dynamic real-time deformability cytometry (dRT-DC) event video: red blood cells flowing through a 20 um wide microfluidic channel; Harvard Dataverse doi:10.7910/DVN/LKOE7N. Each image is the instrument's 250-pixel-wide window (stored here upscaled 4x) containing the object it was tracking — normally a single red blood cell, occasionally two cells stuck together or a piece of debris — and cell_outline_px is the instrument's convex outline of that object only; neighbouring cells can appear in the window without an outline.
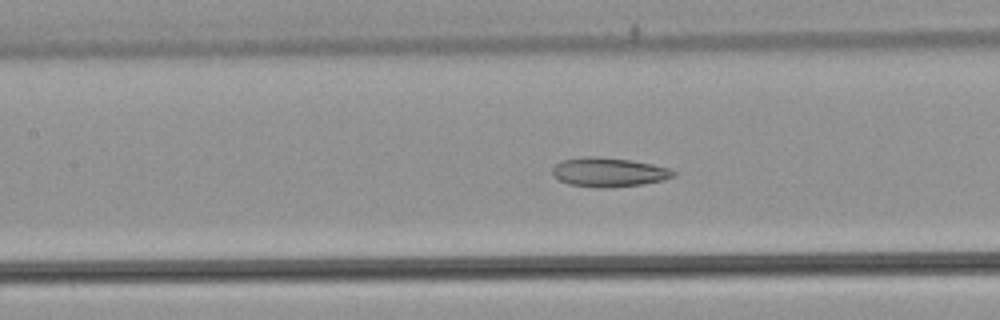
{"species": "common noctule bat (a hibernating species)", "species_latin": "Nyctalus noctula", "temperature_condition": "warm", "stored_images_in_passage": 25, "camera_frame_rate_fps": 3000, "um_per_image_px": 0.085, "animal": {"sex": "male", "body_mass_g": 21.5, "forearm_length_mm": 52.0}, "frame": {"image": 1, "passage_image": 8, "time_ms": 2.333, "image_size_px": [1000, 320], "cell_outline_px": [[676, 176], [664, 180], [644, 184], [608, 188], [600, 188], [568, 184], [560, 180], [552, 172], [552, 168], [556, 164], [564, 160], [584, 156], [596, 156], [628, 160], [652, 164], [668, 168], [676, 172]], "centroid_in_image_um": [51.77, 14.64], "position_along_channel_um": 155.6, "area_um2": 20.52}}
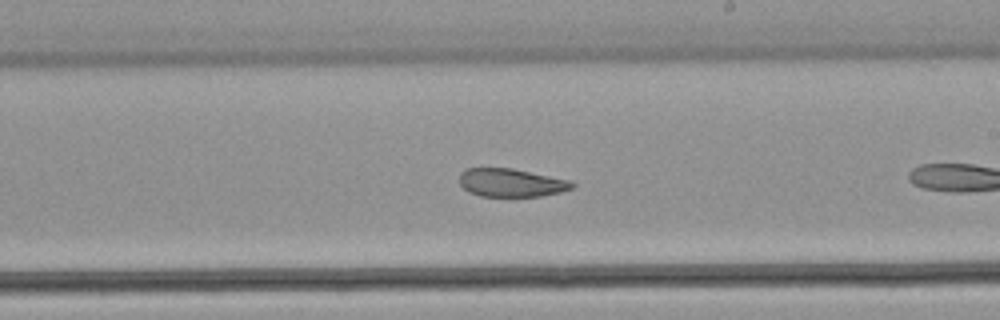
{"frame": {"image": 2, "passage_image": 15, "time_ms": 4.667, "image_size_px": [1000, 320], "cell_outline_px": [[576, 184], [572, 188], [560, 192], [540, 196], [480, 196], [468, 192], [460, 184], [460, 172], [468, 168], [512, 168], [572, 180]], "centroid_in_image_um": [43.47, 15.52], "position_along_channel_um": 245.5, "area_um2": 18.61}}